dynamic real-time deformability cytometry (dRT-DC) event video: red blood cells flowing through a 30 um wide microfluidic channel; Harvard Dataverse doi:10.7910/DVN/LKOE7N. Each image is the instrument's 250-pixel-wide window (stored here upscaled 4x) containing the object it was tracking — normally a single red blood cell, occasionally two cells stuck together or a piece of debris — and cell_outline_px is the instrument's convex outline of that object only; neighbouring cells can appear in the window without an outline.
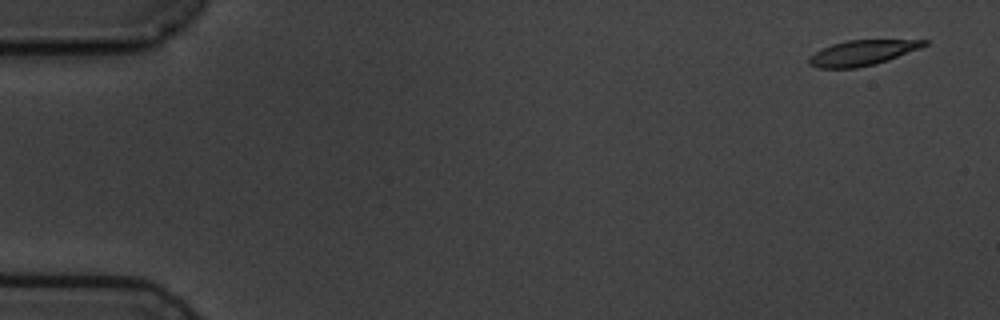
{"species": "common noctule bat (a hibernating species)", "species_latin": "Nyctalus noctula", "temperature_condition": "cold", "stored_images_in_passage": 5, "camera_frame_rate_fps": 3000, "um_per_image_px": 0.085, "animal": {"sex": "male", "body_mass_g": 19.5, "forearm_length_mm": 54.6}, "frame": {"image": 1, "passage_image": 1, "time_ms": 0.0, "image_size_px": [1000, 320], "cell_outline_px": [[928, 44], [920, 48], [888, 60], [876, 64], [856, 68], [816, 68], [808, 64], [808, 56], [820, 48], [832, 44], [848, 40], [928, 40]], "centroid_in_image_um": [73.23, 4.49], "position_along_channel_um": 11.8, "area_um2": 17.05}}
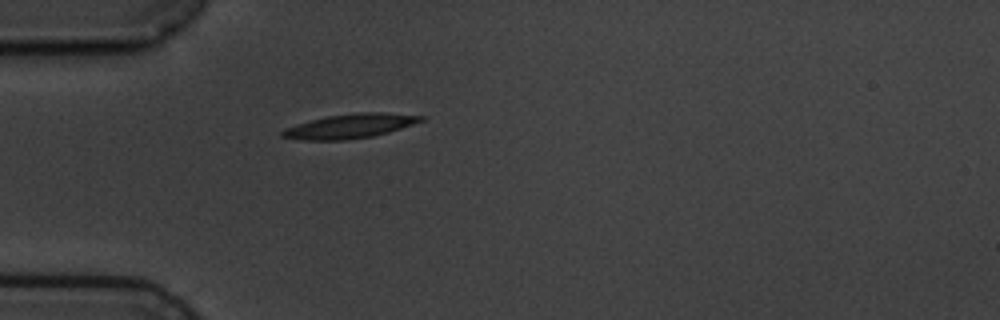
{"frame": {"image": 2, "passage_image": 5, "time_ms": 4.667, "image_size_px": [1000, 320], "cell_outline_px": [[424, 120], [388, 132], [372, 136], [344, 140], [304, 140], [280, 136], [280, 132], [284, 128], [296, 124], [328, 116], [356, 112], [384, 112], [424, 116]], "centroid_in_image_um": [29.72, 10.71], "position_along_channel_um": 55.3, "area_um2": 19.48}}